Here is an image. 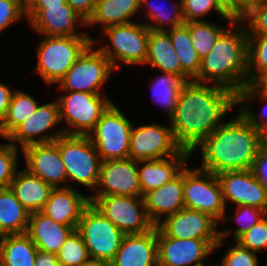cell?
I'll use <instances>...</instances> for the list:
<instances>
[{"label":"cell","mask_w":267,"mask_h":266,"mask_svg":"<svg viewBox=\"0 0 267 266\" xmlns=\"http://www.w3.org/2000/svg\"><path fill=\"white\" fill-rule=\"evenodd\" d=\"M59 96L60 121L70 127L64 128L66 135L88 136L95 128L102 114L113 103L105 94H92L82 91H64Z\"/></svg>","instance_id":"obj_7"},{"label":"cell","mask_w":267,"mask_h":266,"mask_svg":"<svg viewBox=\"0 0 267 266\" xmlns=\"http://www.w3.org/2000/svg\"><path fill=\"white\" fill-rule=\"evenodd\" d=\"M181 79V64L166 31L150 30L145 65Z\"/></svg>","instance_id":"obj_27"},{"label":"cell","mask_w":267,"mask_h":266,"mask_svg":"<svg viewBox=\"0 0 267 266\" xmlns=\"http://www.w3.org/2000/svg\"><path fill=\"white\" fill-rule=\"evenodd\" d=\"M184 83L183 80L174 74L163 73L161 76L154 78L151 84L154 96L152 99L165 108L168 119L173 116L176 110L179 92Z\"/></svg>","instance_id":"obj_34"},{"label":"cell","mask_w":267,"mask_h":266,"mask_svg":"<svg viewBox=\"0 0 267 266\" xmlns=\"http://www.w3.org/2000/svg\"><path fill=\"white\" fill-rule=\"evenodd\" d=\"M241 20L248 34H267V1L256 2Z\"/></svg>","instance_id":"obj_43"},{"label":"cell","mask_w":267,"mask_h":266,"mask_svg":"<svg viewBox=\"0 0 267 266\" xmlns=\"http://www.w3.org/2000/svg\"><path fill=\"white\" fill-rule=\"evenodd\" d=\"M66 2L87 22L94 13L97 0H66Z\"/></svg>","instance_id":"obj_48"},{"label":"cell","mask_w":267,"mask_h":266,"mask_svg":"<svg viewBox=\"0 0 267 266\" xmlns=\"http://www.w3.org/2000/svg\"><path fill=\"white\" fill-rule=\"evenodd\" d=\"M25 6H60L66 0H24Z\"/></svg>","instance_id":"obj_51"},{"label":"cell","mask_w":267,"mask_h":266,"mask_svg":"<svg viewBox=\"0 0 267 266\" xmlns=\"http://www.w3.org/2000/svg\"><path fill=\"white\" fill-rule=\"evenodd\" d=\"M154 0H140V8L143 5L146 7L148 6V11L144 13L146 18H148L152 23H144L150 30H157V31H166L165 24L169 26L168 29H173L185 23L183 12H182V3L181 0H176L173 2L170 9H173L170 13L168 11V6L162 5H153L154 3L151 2ZM146 3V4H145ZM179 3V4H178ZM163 7V8H162ZM166 9V10H165ZM165 10V11H164ZM148 16V17H147ZM156 23V25H154ZM164 24V25H163Z\"/></svg>","instance_id":"obj_35"},{"label":"cell","mask_w":267,"mask_h":266,"mask_svg":"<svg viewBox=\"0 0 267 266\" xmlns=\"http://www.w3.org/2000/svg\"><path fill=\"white\" fill-rule=\"evenodd\" d=\"M190 156H192L190 151L182 149L177 155L171 157L138 161V177L142 196L175 178L186 167Z\"/></svg>","instance_id":"obj_24"},{"label":"cell","mask_w":267,"mask_h":266,"mask_svg":"<svg viewBox=\"0 0 267 266\" xmlns=\"http://www.w3.org/2000/svg\"><path fill=\"white\" fill-rule=\"evenodd\" d=\"M76 230L80 233L91 259L109 264L125 236L92 203L82 212Z\"/></svg>","instance_id":"obj_10"},{"label":"cell","mask_w":267,"mask_h":266,"mask_svg":"<svg viewBox=\"0 0 267 266\" xmlns=\"http://www.w3.org/2000/svg\"><path fill=\"white\" fill-rule=\"evenodd\" d=\"M25 156V168L30 174L37 176L53 188L64 185L68 187V178L58 145L55 142L31 144L22 149Z\"/></svg>","instance_id":"obj_20"},{"label":"cell","mask_w":267,"mask_h":266,"mask_svg":"<svg viewBox=\"0 0 267 266\" xmlns=\"http://www.w3.org/2000/svg\"><path fill=\"white\" fill-rule=\"evenodd\" d=\"M183 200L186 208L207 214L218 224L232 220L225 218L227 205L217 175L199 167L183 169Z\"/></svg>","instance_id":"obj_6"},{"label":"cell","mask_w":267,"mask_h":266,"mask_svg":"<svg viewBox=\"0 0 267 266\" xmlns=\"http://www.w3.org/2000/svg\"><path fill=\"white\" fill-rule=\"evenodd\" d=\"M247 51V27L242 20H235L201 59L198 75L193 82L217 84L238 94L248 85Z\"/></svg>","instance_id":"obj_3"},{"label":"cell","mask_w":267,"mask_h":266,"mask_svg":"<svg viewBox=\"0 0 267 266\" xmlns=\"http://www.w3.org/2000/svg\"><path fill=\"white\" fill-rule=\"evenodd\" d=\"M97 42L99 39L93 38V42L57 83L60 91L103 94L101 89L115 70L110 60L99 49L93 48Z\"/></svg>","instance_id":"obj_9"},{"label":"cell","mask_w":267,"mask_h":266,"mask_svg":"<svg viewBox=\"0 0 267 266\" xmlns=\"http://www.w3.org/2000/svg\"><path fill=\"white\" fill-rule=\"evenodd\" d=\"M29 220L30 212L11 188H0V236L27 233Z\"/></svg>","instance_id":"obj_28"},{"label":"cell","mask_w":267,"mask_h":266,"mask_svg":"<svg viewBox=\"0 0 267 266\" xmlns=\"http://www.w3.org/2000/svg\"><path fill=\"white\" fill-rule=\"evenodd\" d=\"M230 229L219 231V240L177 239L157 228L158 266H206L204 261L220 247Z\"/></svg>","instance_id":"obj_13"},{"label":"cell","mask_w":267,"mask_h":266,"mask_svg":"<svg viewBox=\"0 0 267 266\" xmlns=\"http://www.w3.org/2000/svg\"><path fill=\"white\" fill-rule=\"evenodd\" d=\"M181 150L171 126L158 123L138 127L132 125L128 158L137 162L157 160L177 155Z\"/></svg>","instance_id":"obj_15"},{"label":"cell","mask_w":267,"mask_h":266,"mask_svg":"<svg viewBox=\"0 0 267 266\" xmlns=\"http://www.w3.org/2000/svg\"><path fill=\"white\" fill-rule=\"evenodd\" d=\"M235 217L239 227L234 230V239L237 241L242 235L249 231L255 224H257L267 213L258 207L249 205H239Z\"/></svg>","instance_id":"obj_41"},{"label":"cell","mask_w":267,"mask_h":266,"mask_svg":"<svg viewBox=\"0 0 267 266\" xmlns=\"http://www.w3.org/2000/svg\"><path fill=\"white\" fill-rule=\"evenodd\" d=\"M258 84L267 90V75Z\"/></svg>","instance_id":"obj_53"},{"label":"cell","mask_w":267,"mask_h":266,"mask_svg":"<svg viewBox=\"0 0 267 266\" xmlns=\"http://www.w3.org/2000/svg\"><path fill=\"white\" fill-rule=\"evenodd\" d=\"M25 14L27 24L38 34L90 37L87 32H77V26L85 27L86 21L67 2L60 6H25Z\"/></svg>","instance_id":"obj_14"},{"label":"cell","mask_w":267,"mask_h":266,"mask_svg":"<svg viewBox=\"0 0 267 266\" xmlns=\"http://www.w3.org/2000/svg\"><path fill=\"white\" fill-rule=\"evenodd\" d=\"M266 144L265 135L239 112L223 122L197 147L202 154L200 169L215 175L252 168L258 152Z\"/></svg>","instance_id":"obj_2"},{"label":"cell","mask_w":267,"mask_h":266,"mask_svg":"<svg viewBox=\"0 0 267 266\" xmlns=\"http://www.w3.org/2000/svg\"><path fill=\"white\" fill-rule=\"evenodd\" d=\"M25 17L24 0H0V33Z\"/></svg>","instance_id":"obj_45"},{"label":"cell","mask_w":267,"mask_h":266,"mask_svg":"<svg viewBox=\"0 0 267 266\" xmlns=\"http://www.w3.org/2000/svg\"><path fill=\"white\" fill-rule=\"evenodd\" d=\"M18 147L0 144V188L9 187L18 169Z\"/></svg>","instance_id":"obj_40"},{"label":"cell","mask_w":267,"mask_h":266,"mask_svg":"<svg viewBox=\"0 0 267 266\" xmlns=\"http://www.w3.org/2000/svg\"><path fill=\"white\" fill-rule=\"evenodd\" d=\"M43 36L36 52V70L46 85L57 84L93 42L91 37Z\"/></svg>","instance_id":"obj_4"},{"label":"cell","mask_w":267,"mask_h":266,"mask_svg":"<svg viewBox=\"0 0 267 266\" xmlns=\"http://www.w3.org/2000/svg\"><path fill=\"white\" fill-rule=\"evenodd\" d=\"M141 12L140 0H97L93 15L86 22L87 27L98 24L102 28L133 22L130 19ZM130 20V21H129Z\"/></svg>","instance_id":"obj_29"},{"label":"cell","mask_w":267,"mask_h":266,"mask_svg":"<svg viewBox=\"0 0 267 266\" xmlns=\"http://www.w3.org/2000/svg\"><path fill=\"white\" fill-rule=\"evenodd\" d=\"M181 3L185 23L191 21H204L203 18L213 9L219 16L227 21L228 26L236 20L229 16L214 0H181Z\"/></svg>","instance_id":"obj_39"},{"label":"cell","mask_w":267,"mask_h":266,"mask_svg":"<svg viewBox=\"0 0 267 266\" xmlns=\"http://www.w3.org/2000/svg\"><path fill=\"white\" fill-rule=\"evenodd\" d=\"M218 225L209 215L184 207L163 218L156 227L170 238L219 240Z\"/></svg>","instance_id":"obj_17"},{"label":"cell","mask_w":267,"mask_h":266,"mask_svg":"<svg viewBox=\"0 0 267 266\" xmlns=\"http://www.w3.org/2000/svg\"><path fill=\"white\" fill-rule=\"evenodd\" d=\"M186 82L169 119L176 143L193 154L197 146L224 121L237 105V94L217 84ZM214 85V86H213Z\"/></svg>","instance_id":"obj_1"},{"label":"cell","mask_w":267,"mask_h":266,"mask_svg":"<svg viewBox=\"0 0 267 266\" xmlns=\"http://www.w3.org/2000/svg\"><path fill=\"white\" fill-rule=\"evenodd\" d=\"M93 195L142 196L138 162L130 158L104 160Z\"/></svg>","instance_id":"obj_18"},{"label":"cell","mask_w":267,"mask_h":266,"mask_svg":"<svg viewBox=\"0 0 267 266\" xmlns=\"http://www.w3.org/2000/svg\"><path fill=\"white\" fill-rule=\"evenodd\" d=\"M166 32L181 64V80L185 83L193 81L198 75L201 58L192 45L188 23L168 29Z\"/></svg>","instance_id":"obj_31"},{"label":"cell","mask_w":267,"mask_h":266,"mask_svg":"<svg viewBox=\"0 0 267 266\" xmlns=\"http://www.w3.org/2000/svg\"><path fill=\"white\" fill-rule=\"evenodd\" d=\"M217 177L225 205L231 201L236 206L258 207L267 213V189L254 177L251 169L227 171L217 174Z\"/></svg>","instance_id":"obj_19"},{"label":"cell","mask_w":267,"mask_h":266,"mask_svg":"<svg viewBox=\"0 0 267 266\" xmlns=\"http://www.w3.org/2000/svg\"><path fill=\"white\" fill-rule=\"evenodd\" d=\"M62 266H80L90 255L80 233L74 229L56 254Z\"/></svg>","instance_id":"obj_38"},{"label":"cell","mask_w":267,"mask_h":266,"mask_svg":"<svg viewBox=\"0 0 267 266\" xmlns=\"http://www.w3.org/2000/svg\"><path fill=\"white\" fill-rule=\"evenodd\" d=\"M267 75V34H248V84H258Z\"/></svg>","instance_id":"obj_33"},{"label":"cell","mask_w":267,"mask_h":266,"mask_svg":"<svg viewBox=\"0 0 267 266\" xmlns=\"http://www.w3.org/2000/svg\"><path fill=\"white\" fill-rule=\"evenodd\" d=\"M258 97L264 100L266 104L263 107V111L260 113V121L257 118L255 111L247 104L248 101ZM237 105L240 106L239 112L246 118V120L253 125L256 129H259L263 134L267 135V90L262 88L259 84H248L237 94ZM244 105V106H243ZM248 105V106H247ZM250 107V108H248Z\"/></svg>","instance_id":"obj_36"},{"label":"cell","mask_w":267,"mask_h":266,"mask_svg":"<svg viewBox=\"0 0 267 266\" xmlns=\"http://www.w3.org/2000/svg\"><path fill=\"white\" fill-rule=\"evenodd\" d=\"M13 93L14 90L12 91L9 85L0 82V122L7 114Z\"/></svg>","instance_id":"obj_49"},{"label":"cell","mask_w":267,"mask_h":266,"mask_svg":"<svg viewBox=\"0 0 267 266\" xmlns=\"http://www.w3.org/2000/svg\"><path fill=\"white\" fill-rule=\"evenodd\" d=\"M214 1H216L225 11V0H214Z\"/></svg>","instance_id":"obj_54"},{"label":"cell","mask_w":267,"mask_h":266,"mask_svg":"<svg viewBox=\"0 0 267 266\" xmlns=\"http://www.w3.org/2000/svg\"><path fill=\"white\" fill-rule=\"evenodd\" d=\"M89 204V196L85 197L75 187H58L52 189L41 212L56 223L76 229L83 210Z\"/></svg>","instance_id":"obj_22"},{"label":"cell","mask_w":267,"mask_h":266,"mask_svg":"<svg viewBox=\"0 0 267 266\" xmlns=\"http://www.w3.org/2000/svg\"><path fill=\"white\" fill-rule=\"evenodd\" d=\"M89 199L125 235L143 234L155 227L142 196L89 195Z\"/></svg>","instance_id":"obj_11"},{"label":"cell","mask_w":267,"mask_h":266,"mask_svg":"<svg viewBox=\"0 0 267 266\" xmlns=\"http://www.w3.org/2000/svg\"><path fill=\"white\" fill-rule=\"evenodd\" d=\"M208 20L188 22L192 45L202 59L213 48L219 36L226 30Z\"/></svg>","instance_id":"obj_37"},{"label":"cell","mask_w":267,"mask_h":266,"mask_svg":"<svg viewBox=\"0 0 267 266\" xmlns=\"http://www.w3.org/2000/svg\"><path fill=\"white\" fill-rule=\"evenodd\" d=\"M237 242L250 251L258 252L267 248V215L242 235Z\"/></svg>","instance_id":"obj_44"},{"label":"cell","mask_w":267,"mask_h":266,"mask_svg":"<svg viewBox=\"0 0 267 266\" xmlns=\"http://www.w3.org/2000/svg\"><path fill=\"white\" fill-rule=\"evenodd\" d=\"M109 266H158L157 227L143 234L125 235Z\"/></svg>","instance_id":"obj_21"},{"label":"cell","mask_w":267,"mask_h":266,"mask_svg":"<svg viewBox=\"0 0 267 266\" xmlns=\"http://www.w3.org/2000/svg\"><path fill=\"white\" fill-rule=\"evenodd\" d=\"M150 221L156 226L163 217L173 215L185 207L183 200V170L171 181L143 196Z\"/></svg>","instance_id":"obj_23"},{"label":"cell","mask_w":267,"mask_h":266,"mask_svg":"<svg viewBox=\"0 0 267 266\" xmlns=\"http://www.w3.org/2000/svg\"><path fill=\"white\" fill-rule=\"evenodd\" d=\"M256 252L250 251L236 241L224 254L218 266H259Z\"/></svg>","instance_id":"obj_42"},{"label":"cell","mask_w":267,"mask_h":266,"mask_svg":"<svg viewBox=\"0 0 267 266\" xmlns=\"http://www.w3.org/2000/svg\"><path fill=\"white\" fill-rule=\"evenodd\" d=\"M34 97L22 90L14 89L6 116L0 122V137L6 138L37 109Z\"/></svg>","instance_id":"obj_32"},{"label":"cell","mask_w":267,"mask_h":266,"mask_svg":"<svg viewBox=\"0 0 267 266\" xmlns=\"http://www.w3.org/2000/svg\"><path fill=\"white\" fill-rule=\"evenodd\" d=\"M251 171L261 185L267 189V144L258 152L253 161Z\"/></svg>","instance_id":"obj_46"},{"label":"cell","mask_w":267,"mask_h":266,"mask_svg":"<svg viewBox=\"0 0 267 266\" xmlns=\"http://www.w3.org/2000/svg\"><path fill=\"white\" fill-rule=\"evenodd\" d=\"M259 0H225V12L235 18L241 20Z\"/></svg>","instance_id":"obj_47"},{"label":"cell","mask_w":267,"mask_h":266,"mask_svg":"<svg viewBox=\"0 0 267 266\" xmlns=\"http://www.w3.org/2000/svg\"><path fill=\"white\" fill-rule=\"evenodd\" d=\"M58 124H61V121L57 100L39 104L35 112L6 139L15 147L18 146L17 143L20 144L21 149L31 144L51 143L65 134L63 129L57 131L53 128Z\"/></svg>","instance_id":"obj_16"},{"label":"cell","mask_w":267,"mask_h":266,"mask_svg":"<svg viewBox=\"0 0 267 266\" xmlns=\"http://www.w3.org/2000/svg\"><path fill=\"white\" fill-rule=\"evenodd\" d=\"M73 230L72 226L56 223L41 211L30 213L27 234L41 251L57 254Z\"/></svg>","instance_id":"obj_25"},{"label":"cell","mask_w":267,"mask_h":266,"mask_svg":"<svg viewBox=\"0 0 267 266\" xmlns=\"http://www.w3.org/2000/svg\"><path fill=\"white\" fill-rule=\"evenodd\" d=\"M19 202L30 212H39L45 206L53 187L26 169L17 171L10 186Z\"/></svg>","instance_id":"obj_26"},{"label":"cell","mask_w":267,"mask_h":266,"mask_svg":"<svg viewBox=\"0 0 267 266\" xmlns=\"http://www.w3.org/2000/svg\"><path fill=\"white\" fill-rule=\"evenodd\" d=\"M65 166L68 187H74L69 181L95 190L99 180L102 159L89 136L66 135L54 141Z\"/></svg>","instance_id":"obj_5"},{"label":"cell","mask_w":267,"mask_h":266,"mask_svg":"<svg viewBox=\"0 0 267 266\" xmlns=\"http://www.w3.org/2000/svg\"><path fill=\"white\" fill-rule=\"evenodd\" d=\"M80 266H109V264L102 262V261L90 259L89 261L85 262L84 264Z\"/></svg>","instance_id":"obj_52"},{"label":"cell","mask_w":267,"mask_h":266,"mask_svg":"<svg viewBox=\"0 0 267 266\" xmlns=\"http://www.w3.org/2000/svg\"><path fill=\"white\" fill-rule=\"evenodd\" d=\"M37 252L27 233L0 236V266H34Z\"/></svg>","instance_id":"obj_30"},{"label":"cell","mask_w":267,"mask_h":266,"mask_svg":"<svg viewBox=\"0 0 267 266\" xmlns=\"http://www.w3.org/2000/svg\"><path fill=\"white\" fill-rule=\"evenodd\" d=\"M34 266H62V264L59 262L56 254L38 249Z\"/></svg>","instance_id":"obj_50"},{"label":"cell","mask_w":267,"mask_h":266,"mask_svg":"<svg viewBox=\"0 0 267 266\" xmlns=\"http://www.w3.org/2000/svg\"><path fill=\"white\" fill-rule=\"evenodd\" d=\"M102 31L110 43L98 49L110 60L114 70L120 69L118 62L127 66L145 64L150 29L144 23L111 25Z\"/></svg>","instance_id":"obj_8"},{"label":"cell","mask_w":267,"mask_h":266,"mask_svg":"<svg viewBox=\"0 0 267 266\" xmlns=\"http://www.w3.org/2000/svg\"><path fill=\"white\" fill-rule=\"evenodd\" d=\"M132 125L114 103L102 114L88 135L102 161L128 158Z\"/></svg>","instance_id":"obj_12"}]
</instances>
